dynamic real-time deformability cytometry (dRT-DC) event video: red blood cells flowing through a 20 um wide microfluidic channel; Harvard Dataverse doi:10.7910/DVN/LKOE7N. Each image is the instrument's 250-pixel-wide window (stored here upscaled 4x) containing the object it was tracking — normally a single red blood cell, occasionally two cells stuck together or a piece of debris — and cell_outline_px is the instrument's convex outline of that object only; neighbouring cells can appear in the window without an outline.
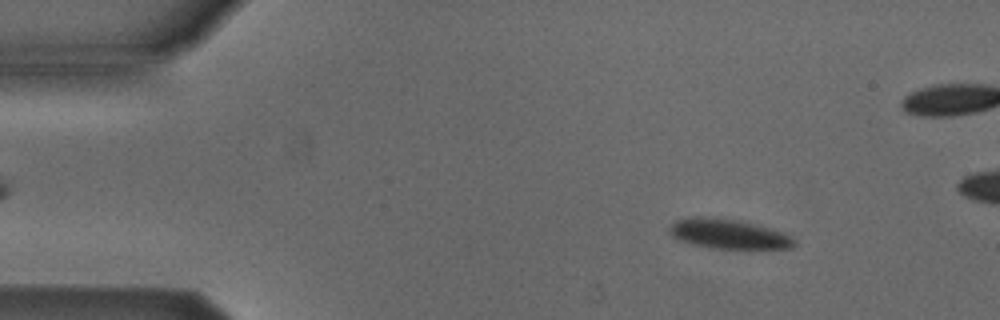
{"species": "Egyptian fruit bat (a non-hibernating species)", "species_latin": "Rousettus aegyptiacus", "temperature_condition": "cold", "stored_images_in_passage": 13, "camera_frame_rate_fps": 3000, "um_per_image_px": 0.085, "animal": {"sex": "male"}, "frame": {"image": 1, "passage_image": 6, "time_ms": 1.667, "image_size_px": [1000, 320], "cell_outline_px": [[796, 244], [792, 248], [712, 248], [692, 244], [676, 240], [668, 232], [668, 228], [676, 220], [700, 216], [736, 220], [772, 228], [784, 232], [792, 236], [796, 240]], "centroid_in_image_um": [61.92, 19.89], "position_along_channel_um": 23.1, "area_um2": 21.56}}